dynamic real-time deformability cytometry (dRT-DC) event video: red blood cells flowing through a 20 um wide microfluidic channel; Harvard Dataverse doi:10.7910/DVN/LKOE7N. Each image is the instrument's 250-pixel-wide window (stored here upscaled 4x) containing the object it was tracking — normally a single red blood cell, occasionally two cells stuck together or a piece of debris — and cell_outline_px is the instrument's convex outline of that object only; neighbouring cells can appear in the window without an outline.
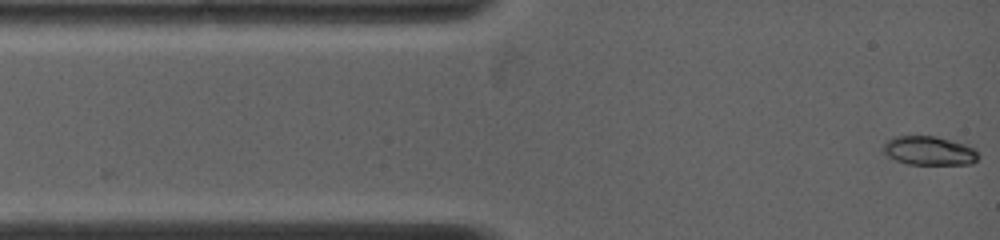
{"species": "common noctule bat (a hibernating species)", "species_latin": "Nyctalus noctula", "temperature_condition": "warm", "stored_images_in_passage": 2, "camera_frame_rate_fps": 5000, "um_per_image_px": 0.085, "animal": {"sex": "female", "body_mass_g": 19.0, "forearm_length_mm": 53.3}, "frame": {"image": 1, "passage_image": 1, "time_ms": 0.0, "image_size_px": [1000, 240], "cell_outline_px": [[980, 156], [972, 164], [908, 164], [896, 160], [888, 156], [884, 152], [884, 144], [892, 136], [936, 136], [964, 144], [972, 148]], "centroid_in_image_um": [78.97, 12.81], "position_along_channel_um": 6.0, "area_um2": 15.84}}